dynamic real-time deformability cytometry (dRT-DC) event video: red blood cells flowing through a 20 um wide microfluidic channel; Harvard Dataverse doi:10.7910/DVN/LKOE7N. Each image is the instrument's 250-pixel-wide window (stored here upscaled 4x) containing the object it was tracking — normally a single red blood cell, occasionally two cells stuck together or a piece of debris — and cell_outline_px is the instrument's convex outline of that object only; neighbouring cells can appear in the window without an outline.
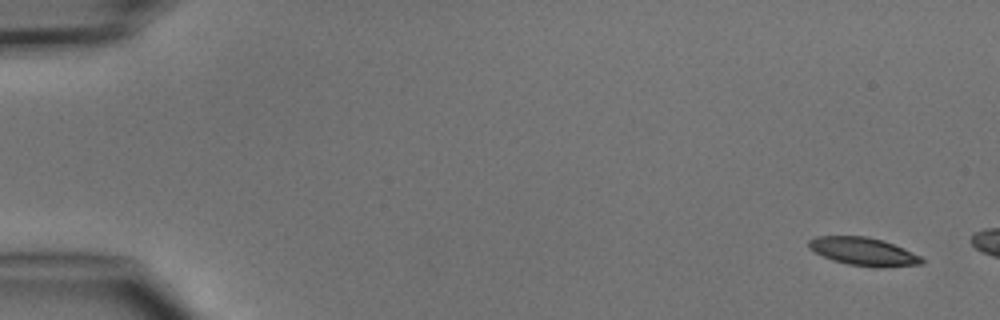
{"species": "common noctule bat (a hibernating species)", "species_latin": "Nyctalus noctula", "temperature_condition": "cold", "stored_images_in_passage": 3, "camera_frame_rate_fps": 3000, "um_per_image_px": 0.085, "animal": {"sex": "male", "body_mass_g": 15.6}, "frame": {"image": 1, "passage_image": 1, "time_ms": 0.0, "image_size_px": [1000, 320], "cell_outline_px": [[924, 264], [880, 268], [872, 268], [848, 264], [832, 260], [808, 248], [808, 240], [816, 236], [864, 236], [884, 240], [904, 248], [920, 256], [924, 260]], "centroid_in_image_um": [73.42, 21.39], "position_along_channel_um": 11.6, "area_um2": 18.67}}